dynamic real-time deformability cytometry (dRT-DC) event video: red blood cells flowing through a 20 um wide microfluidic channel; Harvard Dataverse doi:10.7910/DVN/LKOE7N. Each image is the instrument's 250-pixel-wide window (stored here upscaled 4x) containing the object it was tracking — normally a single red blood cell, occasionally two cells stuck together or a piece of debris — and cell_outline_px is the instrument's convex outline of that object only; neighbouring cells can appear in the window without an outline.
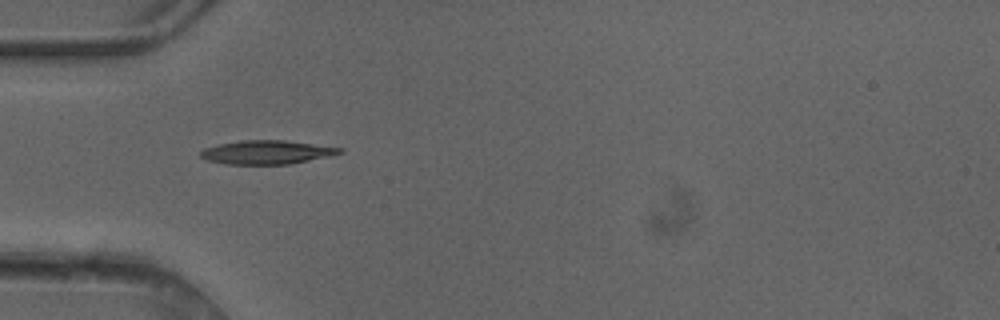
{"species": "common noctule bat (a hibernating species)", "species_latin": "Nyctalus noctula", "temperature_condition": "cold", "stored_images_in_passage": 4, "camera_frame_rate_fps": 3000, "um_per_image_px": 0.085, "animal": {"sex": "female"}, "frame": {"image": 1, "passage_image": 1, "time_ms": 0.0, "image_size_px": [1000, 320], "cell_outline_px": [[344, 152], [328, 156], [292, 164], [224, 164], [208, 160], [200, 156], [200, 152], [204, 148], [220, 144], [240, 140], [284, 140], [344, 148]], "centroid_in_image_um": [22.69, 12.94], "position_along_channel_um": 62.3, "area_um2": 19.19}}
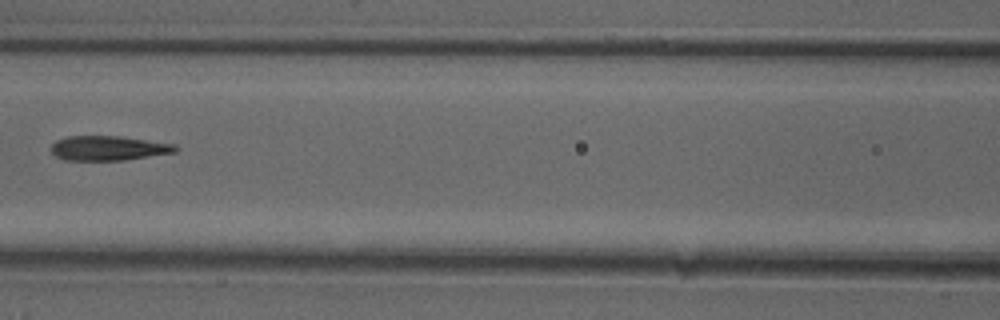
{"frame": {"image": 2, "passage_image": 3, "time_ms": 0.667, "image_size_px": [1000, 320], "cell_outline_px": [[180, 148], [176, 152], [124, 160], [64, 160], [56, 156], [52, 152], [52, 144], [56, 140], [68, 136], [120, 136], [176, 144]], "centroid_in_image_um": [9.25, 12.59], "position_along_channel_um": 157.4, "area_um2": 17.86}}
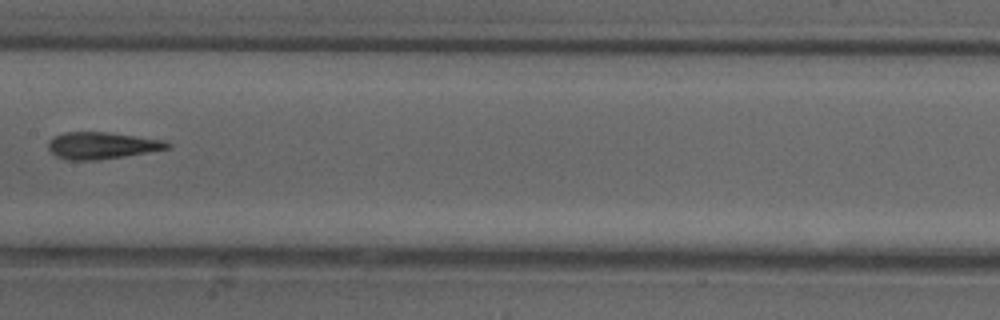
{"frame": {"image": 3, "passage_image": 4, "time_ms": 1.0, "image_size_px": [1000, 320], "cell_outline_px": [[172, 148], [124, 156], [96, 160], [68, 160], [56, 156], [48, 148], [48, 140], [64, 132], [108, 132], [164, 140], [172, 144]], "centroid_in_image_um": [8.68, 12.36], "position_along_channel_um": 198.7, "area_um2": 18.61}}